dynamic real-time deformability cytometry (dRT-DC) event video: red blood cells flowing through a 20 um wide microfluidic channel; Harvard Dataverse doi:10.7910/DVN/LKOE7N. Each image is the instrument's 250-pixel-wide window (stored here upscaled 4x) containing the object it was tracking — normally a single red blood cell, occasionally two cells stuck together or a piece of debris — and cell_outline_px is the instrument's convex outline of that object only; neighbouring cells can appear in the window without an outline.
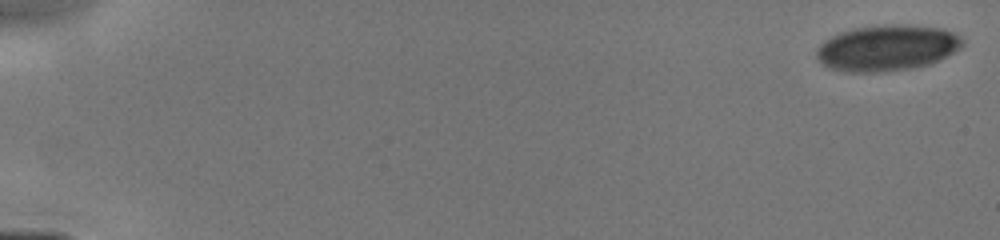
{"species": "human", "species_latin": "Homo sapiens", "temperature_condition": "cold", "stored_images_in_passage": 13, "camera_frame_rate_fps": 3000, "um_per_image_px": 0.085, "donor": {"sex": "male"}, "frame": {"image": 1, "passage_image": 1, "time_ms": 0.0, "image_size_px": [1000, 240], "cell_outline_px": [[964, 44], [960, 48], [928, 64], [908, 68], [872, 72], [848, 72], [832, 68], [824, 64], [816, 56], [816, 48], [824, 40], [840, 32], [856, 28], [904, 24], [908, 24], [944, 28], [956, 32], [964, 40]], "centroid_in_image_um": [75.42, 4.05], "position_along_channel_um": 9.6, "area_um2": 38.55}}
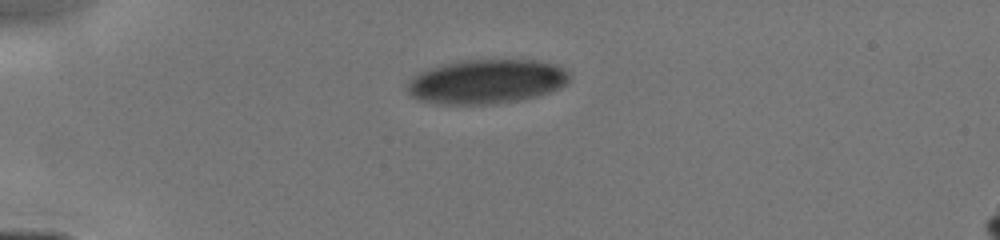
{"frame": {"image": 2, "passage_image": 12, "time_ms": 4.0, "image_size_px": [1000, 240], "cell_outline_px": [[572, 76], [564, 84], [548, 92], [536, 96], [516, 100], [488, 104], [448, 104], [420, 100], [412, 96], [408, 92], [408, 80], [420, 72], [428, 68], [456, 60], [532, 60], [556, 64], [564, 68]], "centroid_in_image_um": [41.33, 6.91], "position_along_channel_um": 43.7, "area_um2": 41.56}}